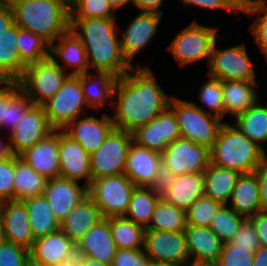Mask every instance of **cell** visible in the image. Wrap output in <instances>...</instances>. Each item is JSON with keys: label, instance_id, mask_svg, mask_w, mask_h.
<instances>
[{"label": "cell", "instance_id": "cell-1", "mask_svg": "<svg viewBox=\"0 0 267 266\" xmlns=\"http://www.w3.org/2000/svg\"><path fill=\"white\" fill-rule=\"evenodd\" d=\"M153 72L150 66L132 67L117 79L111 113L114 128L132 133L169 107L173 95L166 93Z\"/></svg>", "mask_w": 267, "mask_h": 266}, {"label": "cell", "instance_id": "cell-2", "mask_svg": "<svg viewBox=\"0 0 267 266\" xmlns=\"http://www.w3.org/2000/svg\"><path fill=\"white\" fill-rule=\"evenodd\" d=\"M119 19L70 18V29L85 47L89 71L109 72L119 78L132 68L121 50Z\"/></svg>", "mask_w": 267, "mask_h": 266}, {"label": "cell", "instance_id": "cell-3", "mask_svg": "<svg viewBox=\"0 0 267 266\" xmlns=\"http://www.w3.org/2000/svg\"><path fill=\"white\" fill-rule=\"evenodd\" d=\"M14 24L50 45L70 29L69 0H17L9 3Z\"/></svg>", "mask_w": 267, "mask_h": 266}, {"label": "cell", "instance_id": "cell-4", "mask_svg": "<svg viewBox=\"0 0 267 266\" xmlns=\"http://www.w3.org/2000/svg\"><path fill=\"white\" fill-rule=\"evenodd\" d=\"M226 120L210 148V163L240 174L255 172L267 153Z\"/></svg>", "mask_w": 267, "mask_h": 266}, {"label": "cell", "instance_id": "cell-5", "mask_svg": "<svg viewBox=\"0 0 267 266\" xmlns=\"http://www.w3.org/2000/svg\"><path fill=\"white\" fill-rule=\"evenodd\" d=\"M219 29L217 25H203L194 19L177 32L166 50L181 68L205 60L208 65L213 45L220 37Z\"/></svg>", "mask_w": 267, "mask_h": 266}, {"label": "cell", "instance_id": "cell-6", "mask_svg": "<svg viewBox=\"0 0 267 266\" xmlns=\"http://www.w3.org/2000/svg\"><path fill=\"white\" fill-rule=\"evenodd\" d=\"M169 108L175 114L181 137L204 145L209 149L212 147L225 121L204 112L191 100L182 99V96H174V94L169 102Z\"/></svg>", "mask_w": 267, "mask_h": 266}, {"label": "cell", "instance_id": "cell-7", "mask_svg": "<svg viewBox=\"0 0 267 266\" xmlns=\"http://www.w3.org/2000/svg\"><path fill=\"white\" fill-rule=\"evenodd\" d=\"M218 40L219 38L212 48L207 75L221 81L257 80L259 74L255 69L257 64L249 55L246 42L241 41L224 48L219 47L221 45Z\"/></svg>", "mask_w": 267, "mask_h": 266}, {"label": "cell", "instance_id": "cell-8", "mask_svg": "<svg viewBox=\"0 0 267 266\" xmlns=\"http://www.w3.org/2000/svg\"><path fill=\"white\" fill-rule=\"evenodd\" d=\"M43 107L54 130H62L77 117L91 112L84 99L81 74L68 75L61 88Z\"/></svg>", "mask_w": 267, "mask_h": 266}, {"label": "cell", "instance_id": "cell-9", "mask_svg": "<svg viewBox=\"0 0 267 266\" xmlns=\"http://www.w3.org/2000/svg\"><path fill=\"white\" fill-rule=\"evenodd\" d=\"M69 74L50 57L25 67L18 80L21 90L34 105L43 106L61 88Z\"/></svg>", "mask_w": 267, "mask_h": 266}, {"label": "cell", "instance_id": "cell-10", "mask_svg": "<svg viewBox=\"0 0 267 266\" xmlns=\"http://www.w3.org/2000/svg\"><path fill=\"white\" fill-rule=\"evenodd\" d=\"M135 187L125 174L106 176L92 180L88 196L103 218L125 216Z\"/></svg>", "mask_w": 267, "mask_h": 266}, {"label": "cell", "instance_id": "cell-11", "mask_svg": "<svg viewBox=\"0 0 267 266\" xmlns=\"http://www.w3.org/2000/svg\"><path fill=\"white\" fill-rule=\"evenodd\" d=\"M132 133L113 128L102 145L90 155L92 180L124 174Z\"/></svg>", "mask_w": 267, "mask_h": 266}, {"label": "cell", "instance_id": "cell-12", "mask_svg": "<svg viewBox=\"0 0 267 266\" xmlns=\"http://www.w3.org/2000/svg\"><path fill=\"white\" fill-rule=\"evenodd\" d=\"M137 14L132 16V20L125 26L122 34H119L121 50L132 67H149L137 61V55L146 50L147 46L152 45V41L157 37V32L163 21V15L156 12L136 11ZM134 62V63H133Z\"/></svg>", "mask_w": 267, "mask_h": 266}, {"label": "cell", "instance_id": "cell-13", "mask_svg": "<svg viewBox=\"0 0 267 266\" xmlns=\"http://www.w3.org/2000/svg\"><path fill=\"white\" fill-rule=\"evenodd\" d=\"M162 163L176 175L204 172L210 164V149L180 137L161 153Z\"/></svg>", "mask_w": 267, "mask_h": 266}, {"label": "cell", "instance_id": "cell-14", "mask_svg": "<svg viewBox=\"0 0 267 266\" xmlns=\"http://www.w3.org/2000/svg\"><path fill=\"white\" fill-rule=\"evenodd\" d=\"M144 251L150 262L184 265L190 259L184 232L146 229Z\"/></svg>", "mask_w": 267, "mask_h": 266}, {"label": "cell", "instance_id": "cell-15", "mask_svg": "<svg viewBox=\"0 0 267 266\" xmlns=\"http://www.w3.org/2000/svg\"><path fill=\"white\" fill-rule=\"evenodd\" d=\"M105 111L103 113L100 111L98 117L93 114L95 111L81 115L62 130L91 155L102 145L105 137L114 128L111 113Z\"/></svg>", "mask_w": 267, "mask_h": 266}, {"label": "cell", "instance_id": "cell-16", "mask_svg": "<svg viewBox=\"0 0 267 266\" xmlns=\"http://www.w3.org/2000/svg\"><path fill=\"white\" fill-rule=\"evenodd\" d=\"M132 137L137 145L162 153L181 133L175 114L168 107L148 124L136 128Z\"/></svg>", "mask_w": 267, "mask_h": 266}, {"label": "cell", "instance_id": "cell-17", "mask_svg": "<svg viewBox=\"0 0 267 266\" xmlns=\"http://www.w3.org/2000/svg\"><path fill=\"white\" fill-rule=\"evenodd\" d=\"M53 130L48 123L44 107L33 105L8 134L12 154L19 155L44 139Z\"/></svg>", "mask_w": 267, "mask_h": 266}, {"label": "cell", "instance_id": "cell-18", "mask_svg": "<svg viewBox=\"0 0 267 266\" xmlns=\"http://www.w3.org/2000/svg\"><path fill=\"white\" fill-rule=\"evenodd\" d=\"M59 162L60 177L90 186V155L63 130H59Z\"/></svg>", "mask_w": 267, "mask_h": 266}, {"label": "cell", "instance_id": "cell-19", "mask_svg": "<svg viewBox=\"0 0 267 266\" xmlns=\"http://www.w3.org/2000/svg\"><path fill=\"white\" fill-rule=\"evenodd\" d=\"M18 156L45 178L60 177L59 130H53Z\"/></svg>", "mask_w": 267, "mask_h": 266}, {"label": "cell", "instance_id": "cell-20", "mask_svg": "<svg viewBox=\"0 0 267 266\" xmlns=\"http://www.w3.org/2000/svg\"><path fill=\"white\" fill-rule=\"evenodd\" d=\"M54 215L61 222L69 212L88 196V187L63 177L47 180L43 193Z\"/></svg>", "mask_w": 267, "mask_h": 266}, {"label": "cell", "instance_id": "cell-21", "mask_svg": "<svg viewBox=\"0 0 267 266\" xmlns=\"http://www.w3.org/2000/svg\"><path fill=\"white\" fill-rule=\"evenodd\" d=\"M0 221L7 241L30 250L34 237L29 225V215L26 205L21 200H6L0 202Z\"/></svg>", "mask_w": 267, "mask_h": 266}, {"label": "cell", "instance_id": "cell-22", "mask_svg": "<svg viewBox=\"0 0 267 266\" xmlns=\"http://www.w3.org/2000/svg\"><path fill=\"white\" fill-rule=\"evenodd\" d=\"M50 58L69 75L89 71L85 47L71 29L50 45Z\"/></svg>", "mask_w": 267, "mask_h": 266}, {"label": "cell", "instance_id": "cell-23", "mask_svg": "<svg viewBox=\"0 0 267 266\" xmlns=\"http://www.w3.org/2000/svg\"><path fill=\"white\" fill-rule=\"evenodd\" d=\"M258 80H230L222 81V93L225 118L234 119L237 115L247 111L261 96L258 91Z\"/></svg>", "mask_w": 267, "mask_h": 266}, {"label": "cell", "instance_id": "cell-24", "mask_svg": "<svg viewBox=\"0 0 267 266\" xmlns=\"http://www.w3.org/2000/svg\"><path fill=\"white\" fill-rule=\"evenodd\" d=\"M162 162V154L131 143L124 174L135 186L149 187Z\"/></svg>", "mask_w": 267, "mask_h": 266}, {"label": "cell", "instance_id": "cell-25", "mask_svg": "<svg viewBox=\"0 0 267 266\" xmlns=\"http://www.w3.org/2000/svg\"><path fill=\"white\" fill-rule=\"evenodd\" d=\"M118 77L109 72L87 71L81 74L84 99L91 111L113 107V95Z\"/></svg>", "mask_w": 267, "mask_h": 266}, {"label": "cell", "instance_id": "cell-26", "mask_svg": "<svg viewBox=\"0 0 267 266\" xmlns=\"http://www.w3.org/2000/svg\"><path fill=\"white\" fill-rule=\"evenodd\" d=\"M76 243L61 230L34 240L30 260L43 266H61Z\"/></svg>", "mask_w": 267, "mask_h": 266}, {"label": "cell", "instance_id": "cell-27", "mask_svg": "<svg viewBox=\"0 0 267 266\" xmlns=\"http://www.w3.org/2000/svg\"><path fill=\"white\" fill-rule=\"evenodd\" d=\"M227 205L237 214L250 218L262 211L260 187L256 172L240 174Z\"/></svg>", "mask_w": 267, "mask_h": 266}, {"label": "cell", "instance_id": "cell-28", "mask_svg": "<svg viewBox=\"0 0 267 266\" xmlns=\"http://www.w3.org/2000/svg\"><path fill=\"white\" fill-rule=\"evenodd\" d=\"M76 244L88 257L111 265L116 246L110 230L109 217L93 225Z\"/></svg>", "mask_w": 267, "mask_h": 266}, {"label": "cell", "instance_id": "cell-29", "mask_svg": "<svg viewBox=\"0 0 267 266\" xmlns=\"http://www.w3.org/2000/svg\"><path fill=\"white\" fill-rule=\"evenodd\" d=\"M184 234L191 260L218 262L224 243L210 227L187 225Z\"/></svg>", "mask_w": 267, "mask_h": 266}, {"label": "cell", "instance_id": "cell-30", "mask_svg": "<svg viewBox=\"0 0 267 266\" xmlns=\"http://www.w3.org/2000/svg\"><path fill=\"white\" fill-rule=\"evenodd\" d=\"M102 219L100 209L87 196L60 222V230L77 243Z\"/></svg>", "mask_w": 267, "mask_h": 266}, {"label": "cell", "instance_id": "cell-31", "mask_svg": "<svg viewBox=\"0 0 267 266\" xmlns=\"http://www.w3.org/2000/svg\"><path fill=\"white\" fill-rule=\"evenodd\" d=\"M201 196H204V174L198 172L176 176L172 186L162 198L175 207L187 211Z\"/></svg>", "mask_w": 267, "mask_h": 266}, {"label": "cell", "instance_id": "cell-32", "mask_svg": "<svg viewBox=\"0 0 267 266\" xmlns=\"http://www.w3.org/2000/svg\"><path fill=\"white\" fill-rule=\"evenodd\" d=\"M262 99L261 97L247 111L237 115L231 122L267 153V102H263Z\"/></svg>", "mask_w": 267, "mask_h": 266}, {"label": "cell", "instance_id": "cell-33", "mask_svg": "<svg viewBox=\"0 0 267 266\" xmlns=\"http://www.w3.org/2000/svg\"><path fill=\"white\" fill-rule=\"evenodd\" d=\"M18 26L13 24L0 35V80H19L26 65L20 60L16 45Z\"/></svg>", "mask_w": 267, "mask_h": 266}, {"label": "cell", "instance_id": "cell-34", "mask_svg": "<svg viewBox=\"0 0 267 266\" xmlns=\"http://www.w3.org/2000/svg\"><path fill=\"white\" fill-rule=\"evenodd\" d=\"M23 202L28 211L34 240L60 230V221L43 194L25 199Z\"/></svg>", "mask_w": 267, "mask_h": 266}, {"label": "cell", "instance_id": "cell-35", "mask_svg": "<svg viewBox=\"0 0 267 266\" xmlns=\"http://www.w3.org/2000/svg\"><path fill=\"white\" fill-rule=\"evenodd\" d=\"M204 174V195L227 204L240 173L210 163Z\"/></svg>", "mask_w": 267, "mask_h": 266}, {"label": "cell", "instance_id": "cell-36", "mask_svg": "<svg viewBox=\"0 0 267 266\" xmlns=\"http://www.w3.org/2000/svg\"><path fill=\"white\" fill-rule=\"evenodd\" d=\"M47 178L38 174L18 155H15V173L13 178L14 200H25L42 195L45 191Z\"/></svg>", "mask_w": 267, "mask_h": 266}, {"label": "cell", "instance_id": "cell-37", "mask_svg": "<svg viewBox=\"0 0 267 266\" xmlns=\"http://www.w3.org/2000/svg\"><path fill=\"white\" fill-rule=\"evenodd\" d=\"M109 225L116 249H143L146 228L125 216L109 217Z\"/></svg>", "mask_w": 267, "mask_h": 266}, {"label": "cell", "instance_id": "cell-38", "mask_svg": "<svg viewBox=\"0 0 267 266\" xmlns=\"http://www.w3.org/2000/svg\"><path fill=\"white\" fill-rule=\"evenodd\" d=\"M160 198L149 187L136 186L125 217L146 228L151 221L155 206Z\"/></svg>", "mask_w": 267, "mask_h": 266}, {"label": "cell", "instance_id": "cell-39", "mask_svg": "<svg viewBox=\"0 0 267 266\" xmlns=\"http://www.w3.org/2000/svg\"><path fill=\"white\" fill-rule=\"evenodd\" d=\"M186 226V211L179 209L166 202L163 198H160L146 229L184 232Z\"/></svg>", "mask_w": 267, "mask_h": 266}, {"label": "cell", "instance_id": "cell-40", "mask_svg": "<svg viewBox=\"0 0 267 266\" xmlns=\"http://www.w3.org/2000/svg\"><path fill=\"white\" fill-rule=\"evenodd\" d=\"M16 45L20 60L26 66L50 57V44L29 30L18 27Z\"/></svg>", "mask_w": 267, "mask_h": 266}, {"label": "cell", "instance_id": "cell-41", "mask_svg": "<svg viewBox=\"0 0 267 266\" xmlns=\"http://www.w3.org/2000/svg\"><path fill=\"white\" fill-rule=\"evenodd\" d=\"M206 77H208L206 81H203L198 88L199 90H197L199 91L197 93L198 97L196 96L195 101L191 102L204 112L217 116L224 121L222 81L209 75H206Z\"/></svg>", "mask_w": 267, "mask_h": 266}, {"label": "cell", "instance_id": "cell-42", "mask_svg": "<svg viewBox=\"0 0 267 266\" xmlns=\"http://www.w3.org/2000/svg\"><path fill=\"white\" fill-rule=\"evenodd\" d=\"M245 219L227 204H223L211 220L209 227L223 243H227L233 239Z\"/></svg>", "mask_w": 267, "mask_h": 266}, {"label": "cell", "instance_id": "cell-43", "mask_svg": "<svg viewBox=\"0 0 267 266\" xmlns=\"http://www.w3.org/2000/svg\"><path fill=\"white\" fill-rule=\"evenodd\" d=\"M247 16L251 21V25L248 27V32L252 35L255 47L259 49L260 54L262 53L264 61L267 63V6L259 3L255 4L244 10L242 15ZM251 18V19H250Z\"/></svg>", "mask_w": 267, "mask_h": 266}, {"label": "cell", "instance_id": "cell-44", "mask_svg": "<svg viewBox=\"0 0 267 266\" xmlns=\"http://www.w3.org/2000/svg\"><path fill=\"white\" fill-rule=\"evenodd\" d=\"M70 18L118 17L108 0H69Z\"/></svg>", "mask_w": 267, "mask_h": 266}, {"label": "cell", "instance_id": "cell-45", "mask_svg": "<svg viewBox=\"0 0 267 266\" xmlns=\"http://www.w3.org/2000/svg\"><path fill=\"white\" fill-rule=\"evenodd\" d=\"M222 205L205 195L199 197L186 211L187 225L209 227L211 220Z\"/></svg>", "mask_w": 267, "mask_h": 266}, {"label": "cell", "instance_id": "cell-46", "mask_svg": "<svg viewBox=\"0 0 267 266\" xmlns=\"http://www.w3.org/2000/svg\"><path fill=\"white\" fill-rule=\"evenodd\" d=\"M33 105L31 99L20 90L6 105L5 122L0 125V131L9 134Z\"/></svg>", "mask_w": 267, "mask_h": 266}, {"label": "cell", "instance_id": "cell-47", "mask_svg": "<svg viewBox=\"0 0 267 266\" xmlns=\"http://www.w3.org/2000/svg\"><path fill=\"white\" fill-rule=\"evenodd\" d=\"M253 254L249 248H242L227 242L223 244L217 263L219 266H253Z\"/></svg>", "mask_w": 267, "mask_h": 266}, {"label": "cell", "instance_id": "cell-48", "mask_svg": "<svg viewBox=\"0 0 267 266\" xmlns=\"http://www.w3.org/2000/svg\"><path fill=\"white\" fill-rule=\"evenodd\" d=\"M30 261V250L10 241L0 245V266H26Z\"/></svg>", "mask_w": 267, "mask_h": 266}, {"label": "cell", "instance_id": "cell-49", "mask_svg": "<svg viewBox=\"0 0 267 266\" xmlns=\"http://www.w3.org/2000/svg\"><path fill=\"white\" fill-rule=\"evenodd\" d=\"M15 155L0 160V202L14 200Z\"/></svg>", "mask_w": 267, "mask_h": 266}, {"label": "cell", "instance_id": "cell-50", "mask_svg": "<svg viewBox=\"0 0 267 266\" xmlns=\"http://www.w3.org/2000/svg\"><path fill=\"white\" fill-rule=\"evenodd\" d=\"M229 243L242 248H249V251L253 253L260 248L255 226L249 218L243 221L237 233Z\"/></svg>", "mask_w": 267, "mask_h": 266}, {"label": "cell", "instance_id": "cell-51", "mask_svg": "<svg viewBox=\"0 0 267 266\" xmlns=\"http://www.w3.org/2000/svg\"><path fill=\"white\" fill-rule=\"evenodd\" d=\"M150 260L143 249H116L111 266H149Z\"/></svg>", "mask_w": 267, "mask_h": 266}, {"label": "cell", "instance_id": "cell-52", "mask_svg": "<svg viewBox=\"0 0 267 266\" xmlns=\"http://www.w3.org/2000/svg\"><path fill=\"white\" fill-rule=\"evenodd\" d=\"M180 5L184 8H188V10H192L193 7L200 8L202 10H206L207 12L212 10L215 11H228L229 13L239 14L240 13L230 4L228 0H179Z\"/></svg>", "mask_w": 267, "mask_h": 266}, {"label": "cell", "instance_id": "cell-53", "mask_svg": "<svg viewBox=\"0 0 267 266\" xmlns=\"http://www.w3.org/2000/svg\"><path fill=\"white\" fill-rule=\"evenodd\" d=\"M175 178L176 175L170 170V168L161 162L156 176L154 177L153 182L149 185V188L162 198V196L172 186Z\"/></svg>", "mask_w": 267, "mask_h": 266}, {"label": "cell", "instance_id": "cell-54", "mask_svg": "<svg viewBox=\"0 0 267 266\" xmlns=\"http://www.w3.org/2000/svg\"><path fill=\"white\" fill-rule=\"evenodd\" d=\"M21 90L17 80H0V125L5 122L6 105Z\"/></svg>", "mask_w": 267, "mask_h": 266}, {"label": "cell", "instance_id": "cell-55", "mask_svg": "<svg viewBox=\"0 0 267 266\" xmlns=\"http://www.w3.org/2000/svg\"><path fill=\"white\" fill-rule=\"evenodd\" d=\"M255 226L258 242L261 247H267V211L257 212L249 218Z\"/></svg>", "mask_w": 267, "mask_h": 266}, {"label": "cell", "instance_id": "cell-56", "mask_svg": "<svg viewBox=\"0 0 267 266\" xmlns=\"http://www.w3.org/2000/svg\"><path fill=\"white\" fill-rule=\"evenodd\" d=\"M255 172L258 176L260 187L261 209L267 211V154L263 157Z\"/></svg>", "mask_w": 267, "mask_h": 266}, {"label": "cell", "instance_id": "cell-57", "mask_svg": "<svg viewBox=\"0 0 267 266\" xmlns=\"http://www.w3.org/2000/svg\"><path fill=\"white\" fill-rule=\"evenodd\" d=\"M166 0H132L131 7L136 8L137 11L156 12L164 15L163 3Z\"/></svg>", "mask_w": 267, "mask_h": 266}, {"label": "cell", "instance_id": "cell-58", "mask_svg": "<svg viewBox=\"0 0 267 266\" xmlns=\"http://www.w3.org/2000/svg\"><path fill=\"white\" fill-rule=\"evenodd\" d=\"M87 258L86 253L75 244L69 251L66 258L62 261L61 266H82Z\"/></svg>", "mask_w": 267, "mask_h": 266}, {"label": "cell", "instance_id": "cell-59", "mask_svg": "<svg viewBox=\"0 0 267 266\" xmlns=\"http://www.w3.org/2000/svg\"><path fill=\"white\" fill-rule=\"evenodd\" d=\"M13 24V12L10 4L0 0V35Z\"/></svg>", "mask_w": 267, "mask_h": 266}, {"label": "cell", "instance_id": "cell-60", "mask_svg": "<svg viewBox=\"0 0 267 266\" xmlns=\"http://www.w3.org/2000/svg\"><path fill=\"white\" fill-rule=\"evenodd\" d=\"M12 155L9 144V135L0 131V160L11 157Z\"/></svg>", "mask_w": 267, "mask_h": 266}, {"label": "cell", "instance_id": "cell-61", "mask_svg": "<svg viewBox=\"0 0 267 266\" xmlns=\"http://www.w3.org/2000/svg\"><path fill=\"white\" fill-rule=\"evenodd\" d=\"M253 266H267V247H261L253 254Z\"/></svg>", "mask_w": 267, "mask_h": 266}, {"label": "cell", "instance_id": "cell-62", "mask_svg": "<svg viewBox=\"0 0 267 266\" xmlns=\"http://www.w3.org/2000/svg\"><path fill=\"white\" fill-rule=\"evenodd\" d=\"M230 4L239 12L242 13L244 10L253 7L259 2V0H228Z\"/></svg>", "mask_w": 267, "mask_h": 266}, {"label": "cell", "instance_id": "cell-63", "mask_svg": "<svg viewBox=\"0 0 267 266\" xmlns=\"http://www.w3.org/2000/svg\"><path fill=\"white\" fill-rule=\"evenodd\" d=\"M109 5L118 14V11L132 5V0H108Z\"/></svg>", "mask_w": 267, "mask_h": 266}, {"label": "cell", "instance_id": "cell-64", "mask_svg": "<svg viewBox=\"0 0 267 266\" xmlns=\"http://www.w3.org/2000/svg\"><path fill=\"white\" fill-rule=\"evenodd\" d=\"M184 266H219L216 262L195 261L189 259Z\"/></svg>", "mask_w": 267, "mask_h": 266}, {"label": "cell", "instance_id": "cell-65", "mask_svg": "<svg viewBox=\"0 0 267 266\" xmlns=\"http://www.w3.org/2000/svg\"><path fill=\"white\" fill-rule=\"evenodd\" d=\"M82 266H111V265L100 262L98 260L92 259V258L87 256V258H86V260Z\"/></svg>", "mask_w": 267, "mask_h": 266}, {"label": "cell", "instance_id": "cell-66", "mask_svg": "<svg viewBox=\"0 0 267 266\" xmlns=\"http://www.w3.org/2000/svg\"><path fill=\"white\" fill-rule=\"evenodd\" d=\"M149 266H184V265L170 263V262H150Z\"/></svg>", "mask_w": 267, "mask_h": 266}, {"label": "cell", "instance_id": "cell-67", "mask_svg": "<svg viewBox=\"0 0 267 266\" xmlns=\"http://www.w3.org/2000/svg\"><path fill=\"white\" fill-rule=\"evenodd\" d=\"M6 235H5V232H4V229H3V225L0 221V245H2L5 241H6Z\"/></svg>", "mask_w": 267, "mask_h": 266}, {"label": "cell", "instance_id": "cell-68", "mask_svg": "<svg viewBox=\"0 0 267 266\" xmlns=\"http://www.w3.org/2000/svg\"><path fill=\"white\" fill-rule=\"evenodd\" d=\"M26 266H43V265H39V264L34 263V262H32V261L30 260V261L27 263Z\"/></svg>", "mask_w": 267, "mask_h": 266}, {"label": "cell", "instance_id": "cell-69", "mask_svg": "<svg viewBox=\"0 0 267 266\" xmlns=\"http://www.w3.org/2000/svg\"><path fill=\"white\" fill-rule=\"evenodd\" d=\"M258 3L261 5L267 6V0H259Z\"/></svg>", "mask_w": 267, "mask_h": 266}, {"label": "cell", "instance_id": "cell-70", "mask_svg": "<svg viewBox=\"0 0 267 266\" xmlns=\"http://www.w3.org/2000/svg\"><path fill=\"white\" fill-rule=\"evenodd\" d=\"M3 1H5V2H7V3H10V2H12V1H17V0H3Z\"/></svg>", "mask_w": 267, "mask_h": 266}]
</instances>
